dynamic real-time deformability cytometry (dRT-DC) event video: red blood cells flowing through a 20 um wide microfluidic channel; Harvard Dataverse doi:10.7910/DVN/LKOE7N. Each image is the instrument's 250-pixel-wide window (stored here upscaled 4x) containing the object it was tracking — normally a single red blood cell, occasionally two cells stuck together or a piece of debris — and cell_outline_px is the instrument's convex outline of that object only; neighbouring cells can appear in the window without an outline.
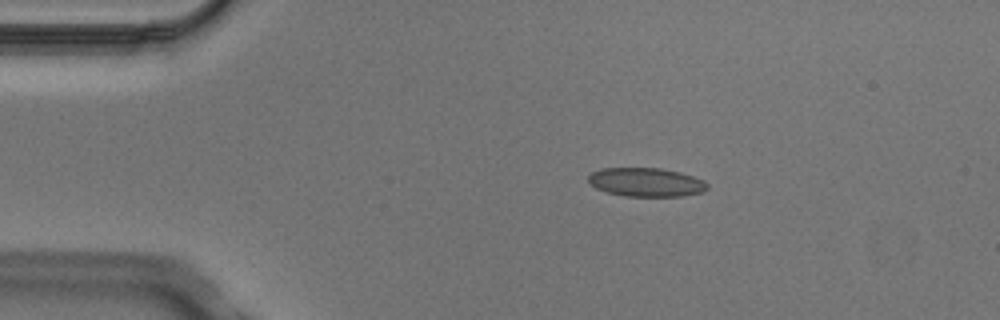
{"species": "Egyptian fruit bat (a non-hibernating species)", "species_latin": "Rousettus aegyptiacus", "temperature_condition": "cold", "stored_images_in_passage": 3, "camera_frame_rate_fps": 3000, "um_per_image_px": 0.085, "animal": {"sex": "male"}, "frame": {"image": 1, "passage_image": 1, "time_ms": 0.0, "image_size_px": [1000, 320], "cell_outline_px": [[708, 188], [704, 192], [680, 196], [624, 196], [608, 192], [596, 188], [588, 180], [588, 176], [592, 172], [600, 168], [660, 168], [680, 172], [704, 180], [708, 184]], "centroid_in_image_um": [54.94, 15.48], "position_along_channel_um": 30.1, "area_um2": 19.94}}
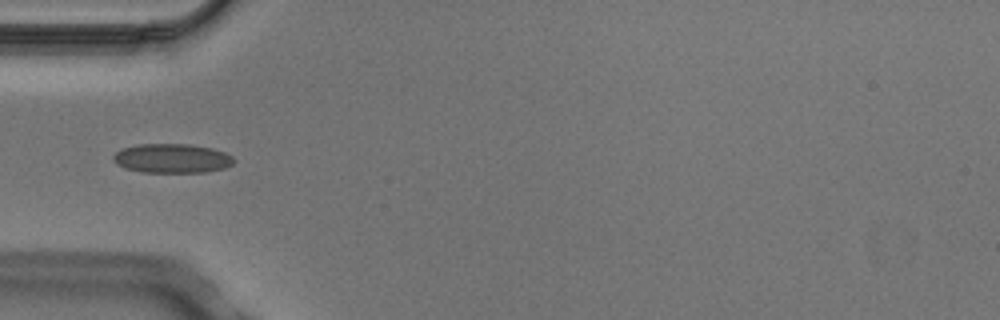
{"frame": {"image": 2, "passage_image": 3, "time_ms": 0.667, "image_size_px": [1000, 320], "cell_outline_px": [[236, 160], [232, 164], [224, 168], [204, 172], [140, 172], [124, 168], [116, 164], [112, 160], [112, 156], [120, 148], [136, 144], [188, 144], [212, 148], [224, 152], [232, 156]], "centroid_in_image_um": [14.57, 13.46], "position_along_channel_um": 70.4, "area_um2": 20.75}}